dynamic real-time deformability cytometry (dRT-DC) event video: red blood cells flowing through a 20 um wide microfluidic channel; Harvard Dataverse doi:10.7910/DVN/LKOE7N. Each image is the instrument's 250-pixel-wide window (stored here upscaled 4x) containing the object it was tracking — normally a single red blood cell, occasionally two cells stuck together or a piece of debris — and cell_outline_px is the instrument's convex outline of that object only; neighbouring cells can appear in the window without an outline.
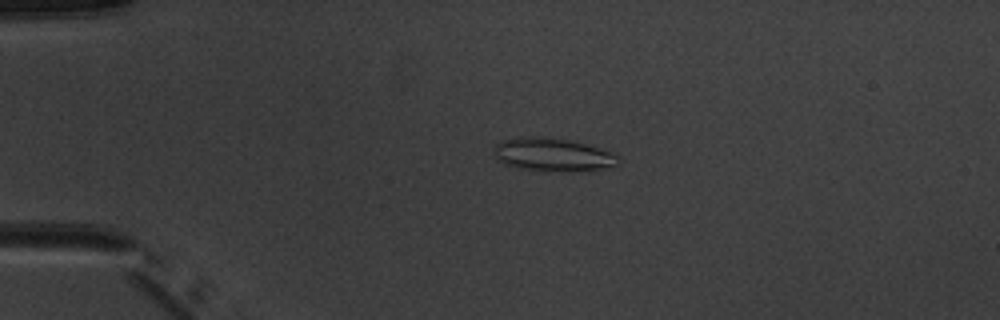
{"species": "common noctule bat (a hibernating species)", "species_latin": "Nyctalus noctula", "temperature_condition": "warm", "stored_images_in_passage": 5, "camera_frame_rate_fps": 3000, "um_per_image_px": 0.085, "animal": {"sex": "male", "body_mass_g": 20.1, "forearm_length_mm": 53.5}, "frame": {"image": 1, "passage_image": 4, "time_ms": 3.667, "image_size_px": [1000, 320], "cell_outline_px": [[620, 164], [588, 172], [544, 172], [516, 168], [504, 164], [496, 156], [496, 144], [500, 140], [532, 136], [568, 140], [584, 144], [612, 152], [620, 156]], "centroid_in_image_um": [47.05, 13.2], "position_along_channel_um": 38.0, "area_um2": 24.39}}